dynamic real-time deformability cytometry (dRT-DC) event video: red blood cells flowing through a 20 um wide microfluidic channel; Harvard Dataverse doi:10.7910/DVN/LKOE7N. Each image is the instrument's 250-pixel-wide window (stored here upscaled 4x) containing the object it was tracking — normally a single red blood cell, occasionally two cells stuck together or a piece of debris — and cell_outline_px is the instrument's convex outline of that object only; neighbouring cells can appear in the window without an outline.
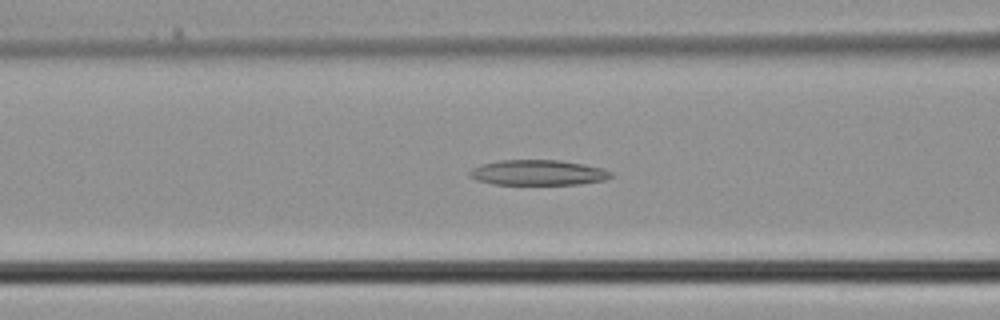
{"species": "common noctule bat (a hibernating species)", "species_latin": "Nyctalus noctula", "temperature_condition": "cold", "stored_images_in_passage": 34, "camera_frame_rate_fps": 3000, "um_per_image_px": 0.085, "animal": {"sex": "male", "body_mass_g": 21.5, "forearm_length_mm": 52.0}, "frame": {"image": 1, "passage_image": 11, "time_ms": 3.333, "image_size_px": [1000, 320], "cell_outline_px": [[612, 176], [604, 180], [580, 184], [496, 184], [476, 180], [468, 176], [468, 172], [472, 168], [480, 164], [500, 160], [560, 160], [584, 164], [600, 168], [612, 172]], "centroid_in_image_um": [45.69, 14.67], "position_along_channel_um": 120.9, "area_um2": 20.81}}
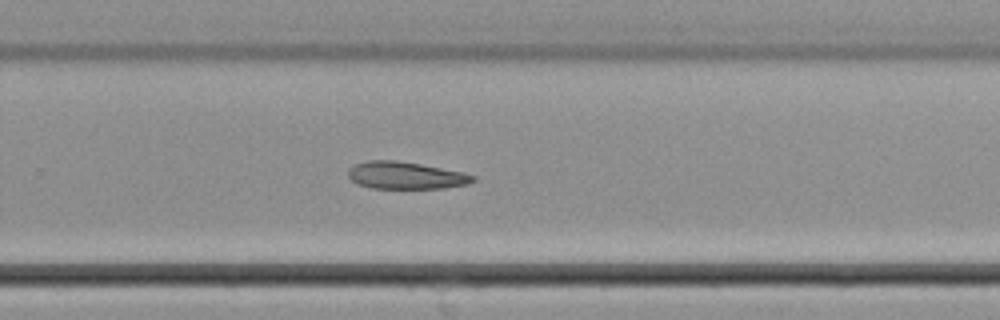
{"frame": {"image": 2, "passage_image": 21, "time_ms": 6.667, "image_size_px": [1000, 320], "cell_outline_px": [[476, 180], [468, 184], [444, 188], [372, 188], [360, 184], [352, 180], [348, 176], [348, 168], [356, 164], [368, 160], [396, 160], [420, 164], [460, 172], [476, 176]], "centroid_in_image_um": [34.48, 14.91], "position_along_channel_um": 295.3, "area_um2": 19.59}}
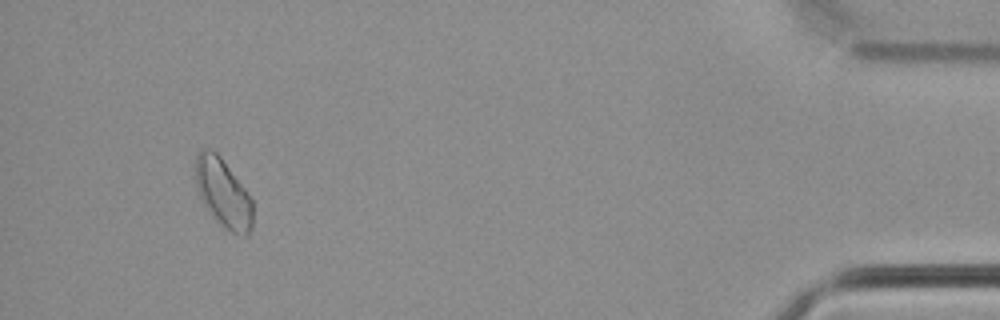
{"frame": {"image": 3, "passage_image": 32, "time_ms": 10.333, "image_size_px": [1000, 320], "cell_outline_px": [[252, 228], [248, 236], [244, 236], [232, 232], [224, 228], [200, 196], [196, 184], [196, 156], [200, 148], [212, 148], [220, 156], [244, 188], [252, 200]], "centroid_in_image_um": [18.98, 16.38], "position_along_channel_um": 416.2, "area_um2": 22.31}}